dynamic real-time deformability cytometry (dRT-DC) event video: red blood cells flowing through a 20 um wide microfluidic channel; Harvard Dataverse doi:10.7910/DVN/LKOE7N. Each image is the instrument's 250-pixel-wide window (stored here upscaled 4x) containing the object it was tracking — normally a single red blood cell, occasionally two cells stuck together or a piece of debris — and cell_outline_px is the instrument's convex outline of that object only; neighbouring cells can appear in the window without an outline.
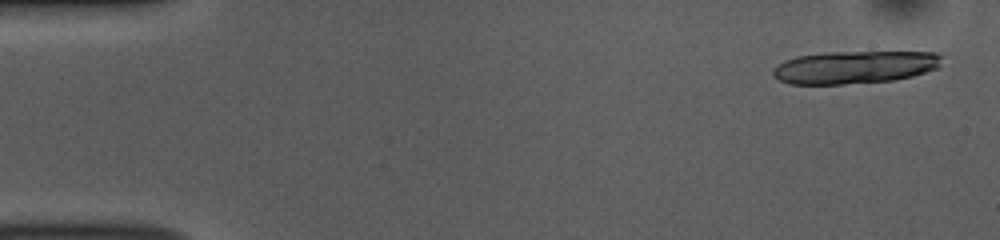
{"species": "common noctule bat (a hibernating species)", "species_latin": "Nyctalus noctula", "temperature_condition": "room temperature", "stored_images_in_passage": 16, "camera_frame_rate_fps": 3000, "um_per_image_px": 0.085, "animal": {"sex": "female", "body_mass_g": 10.0, "forearm_length_mm": 53.1}, "frame": {"image": 1, "passage_image": 2, "time_ms": 0.333, "image_size_px": [1000, 240], "cell_outline_px": [[940, 64], [936, 68], [912, 76], [892, 80], [844, 84], [788, 84], [772, 76], [772, 68], [776, 64], [784, 60], [796, 56], [824, 52], [936, 52], [940, 56]], "centroid_in_image_um": [72.56, 5.71], "position_along_channel_um": 12.4, "area_um2": 32.25}}